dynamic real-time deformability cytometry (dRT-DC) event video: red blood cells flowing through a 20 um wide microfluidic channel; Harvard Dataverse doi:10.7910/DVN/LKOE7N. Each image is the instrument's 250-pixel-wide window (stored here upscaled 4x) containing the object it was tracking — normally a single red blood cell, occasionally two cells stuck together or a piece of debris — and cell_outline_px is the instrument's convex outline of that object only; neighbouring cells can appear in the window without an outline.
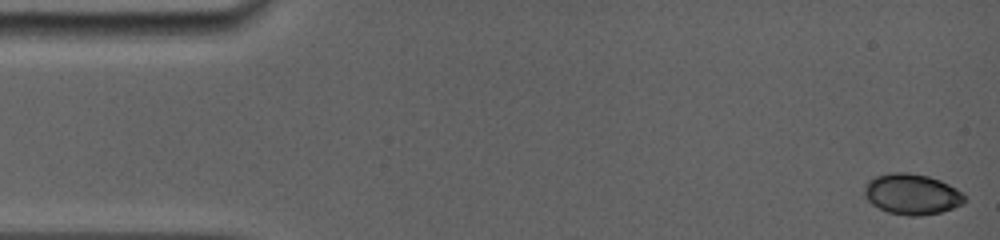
{"species": "common noctule bat (a hibernating species)", "species_latin": "Nyctalus noctula", "temperature_condition": "room temperature", "stored_images_in_passage": 35, "camera_frame_rate_fps": 5000, "um_per_image_px": 0.085, "animal": {"sex": "female", "body_mass_g": 19.0, "forearm_length_mm": 56.7}, "frame": {"image": 1, "passage_image": 1, "time_ms": 0.0, "image_size_px": [1000, 240], "cell_outline_px": [[964, 204], [940, 212], [920, 216], [908, 216], [888, 212], [872, 204], [864, 196], [864, 184], [868, 180], [876, 176], [892, 172], [908, 172], [928, 176], [940, 180], [956, 188], [964, 196]], "centroid_in_image_um": [77.48, 16.5], "position_along_channel_um": 7.5, "area_um2": 23.76}}
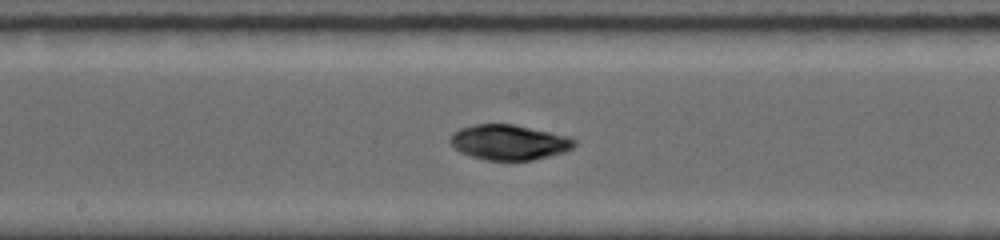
{"frame": {"image": 2, "passage_image": 20, "time_ms": 8.2, "image_size_px": [1000, 240], "cell_outline_px": [[576, 144], [572, 148], [564, 152], [532, 160], [488, 160], [472, 156], [460, 152], [448, 140], [452, 132], [460, 128], [476, 124], [512, 124], [568, 136], [576, 140]], "centroid_in_image_um": [43.25, 12.09], "position_along_channel_um": 204.9, "area_um2": 25.26}}
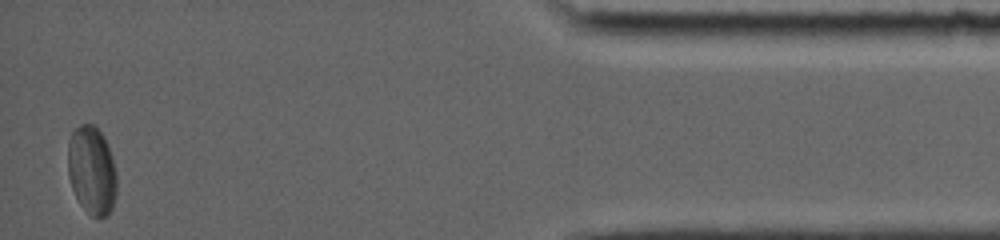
{"frame": {"image": 3, "passage_image": 35, "time_ms": 15.4, "image_size_px": [1000, 240], "cell_outline_px": [[116, 196], [112, 208], [108, 216], [92, 216], [80, 204], [72, 188], [68, 176], [68, 140], [72, 132], [80, 124], [92, 124], [104, 136], [108, 144], [112, 156], [116, 172]], "centroid_in_image_um": [7.81, 14.47], "position_along_channel_um": 427.4, "area_um2": 25.26}, "authors_computed_cell_mechanics": {"area_um2": 24.9696, "velocity_mm_per_s": 3.8914, "shape_relaxation_time_tau1_ms": 6.2514, "shape_relaxation_time_tau2_ms": 1.2466, "deformation_change_tau1": 0.111, "deformation_change_tau2": 0.0328}}